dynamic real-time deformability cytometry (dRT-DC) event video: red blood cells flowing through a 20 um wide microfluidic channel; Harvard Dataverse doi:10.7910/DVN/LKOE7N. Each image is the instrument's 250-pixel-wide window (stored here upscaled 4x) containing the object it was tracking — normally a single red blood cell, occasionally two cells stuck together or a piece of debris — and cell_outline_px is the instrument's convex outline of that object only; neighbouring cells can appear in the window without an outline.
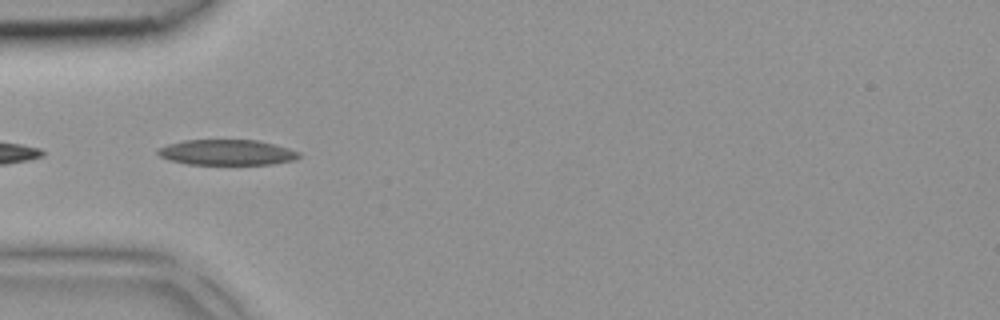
{"species": "common noctule bat (a hibernating species)", "species_latin": "Nyctalus noctula", "temperature_condition": "room temperature", "stored_images_in_passage": 3, "camera_frame_rate_fps": 3000, "um_per_image_px": 0.085, "animal": {"sex": "female", "body_mass_g": 18.4}, "frame": {"image": 1, "passage_image": 3, "time_ms": 0.667, "image_size_px": [1000, 320], "cell_outline_px": [[300, 156], [296, 160], [272, 164], [188, 164], [168, 160], [160, 156], [156, 152], [156, 148], [168, 144], [184, 140], [256, 140], [288, 148], [300, 152]], "centroid_in_image_um": [19.26, 12.95], "position_along_channel_um": 65.7, "area_um2": 20.98}}